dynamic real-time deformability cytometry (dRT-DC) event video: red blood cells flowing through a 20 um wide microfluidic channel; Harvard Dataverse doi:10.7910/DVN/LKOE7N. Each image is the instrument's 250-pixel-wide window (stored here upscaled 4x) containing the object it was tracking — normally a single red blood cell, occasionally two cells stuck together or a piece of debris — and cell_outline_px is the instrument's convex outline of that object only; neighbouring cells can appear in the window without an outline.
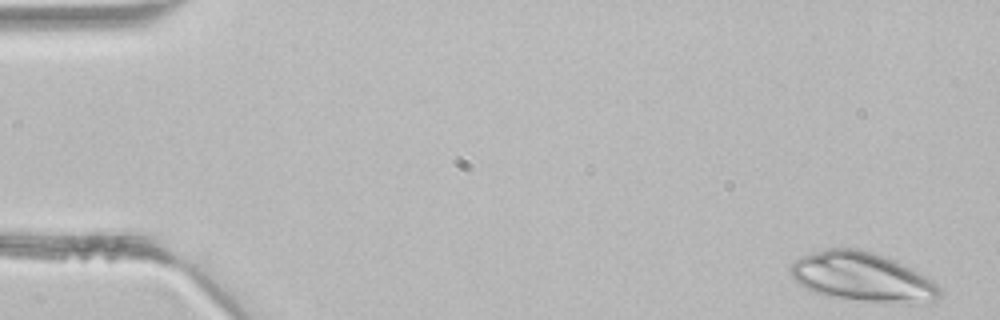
{"species": "common noctule bat (a hibernating species)", "species_latin": "Nyctalus noctula", "temperature_condition": "room temperature", "stored_images_in_passage": 4, "camera_frame_rate_fps": 3000, "um_per_image_px": 0.085, "animal": {"sex": "male", "body_mass_g": 21.5, "forearm_length_mm": 52.0}, "frame": {"image": 1, "passage_image": 1, "time_ms": 0.0, "image_size_px": [1000, 320], "cell_outline_px": [[940, 296], [936, 304], [908, 304], [864, 300], [828, 296], [812, 292], [800, 284], [792, 276], [792, 264], [800, 256], [828, 248], [856, 248], [872, 252], [884, 256], [912, 268], [932, 280], [940, 288]], "centroid_in_image_um": [73.38, 23.57], "position_along_channel_um": 11.6, "area_um2": 42.71}}